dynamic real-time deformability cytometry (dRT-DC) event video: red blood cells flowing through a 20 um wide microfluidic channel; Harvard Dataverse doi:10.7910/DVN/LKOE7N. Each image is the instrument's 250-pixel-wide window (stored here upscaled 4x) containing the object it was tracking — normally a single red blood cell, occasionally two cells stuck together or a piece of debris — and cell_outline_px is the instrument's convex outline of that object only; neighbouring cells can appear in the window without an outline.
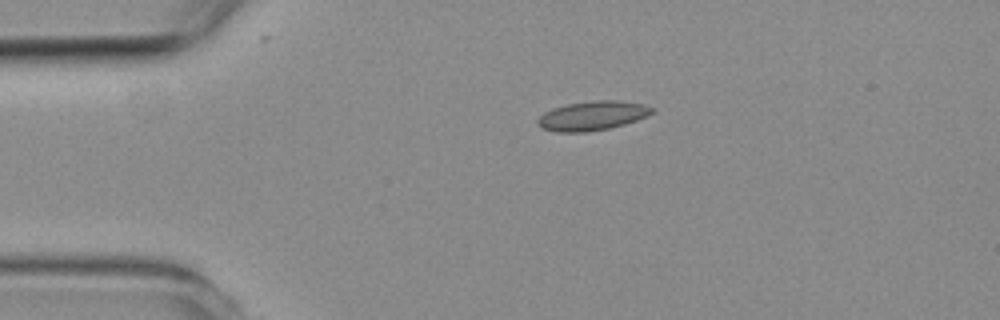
{"species": "common noctule bat (a hibernating species)", "species_latin": "Nyctalus noctula", "temperature_condition": "room temperature", "stored_images_in_passage": 2, "camera_frame_rate_fps": 3000, "um_per_image_px": 0.085, "animal": {"sex": "female", "body_mass_g": 19.3, "forearm_length_mm": 54.1}, "frame": {"image": 1, "passage_image": 1, "time_ms": 0.0, "image_size_px": [1000, 320], "cell_outline_px": [[656, 108], [648, 116], [624, 124], [608, 128], [588, 132], [556, 132], [540, 128], [536, 124], [536, 120], [544, 112], [552, 108], [568, 104], [596, 100], [616, 100], [644, 104]], "centroid_in_image_um": [50.33, 9.84], "position_along_channel_um": 34.7, "area_um2": 19.59}}